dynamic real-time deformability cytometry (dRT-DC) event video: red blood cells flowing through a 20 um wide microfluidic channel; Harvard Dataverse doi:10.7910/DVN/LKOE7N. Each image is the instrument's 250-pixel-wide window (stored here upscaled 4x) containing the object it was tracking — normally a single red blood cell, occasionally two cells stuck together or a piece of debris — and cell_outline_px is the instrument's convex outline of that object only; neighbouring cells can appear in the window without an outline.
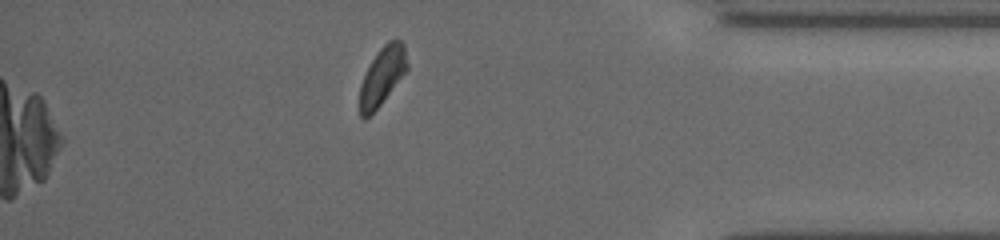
{"species": "common noctule bat (a hibernating species)", "species_latin": "Nyctalus noctula", "temperature_condition": "cold", "stored_images_in_passage": 14, "camera_frame_rate_fps": 3000, "um_per_image_px": 0.085, "animal": {"sex": "female", "body_mass_g": 19.5, "forearm_length_mm": 54.1}, "frame": {"image": 1, "passage_image": 14, "time_ms": 12.667, "image_size_px": [1000, 240], "cell_outline_px": [[408, 68], [380, 104], [364, 120], [360, 116], [360, 84], [372, 60], [380, 48], [388, 40], [400, 40], [404, 44], [408, 64]], "centroid_in_image_um": [32.49, 6.44], "position_along_channel_um": 402.7, "area_um2": 15.61}}